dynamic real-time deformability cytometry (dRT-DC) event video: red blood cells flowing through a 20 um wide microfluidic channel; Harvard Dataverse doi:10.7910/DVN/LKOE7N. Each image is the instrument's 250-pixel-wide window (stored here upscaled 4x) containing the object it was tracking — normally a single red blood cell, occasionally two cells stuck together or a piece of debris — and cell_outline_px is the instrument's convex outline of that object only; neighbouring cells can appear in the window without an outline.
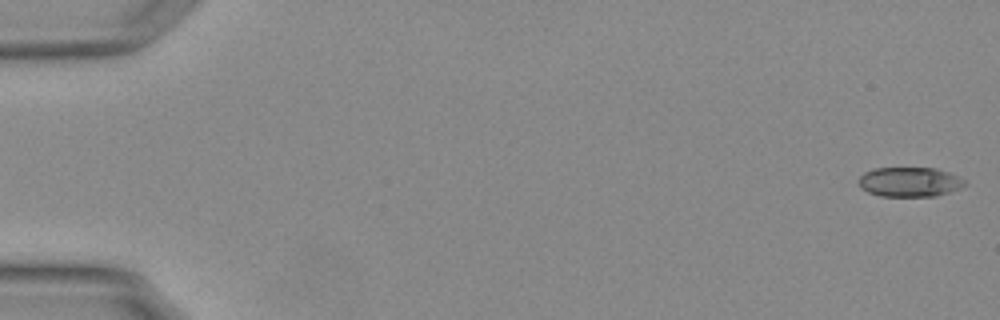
{"species": "Egyptian fruit bat (a non-hibernating species)", "species_latin": "Rousettus aegyptiacus", "temperature_condition": "warm", "stored_images_in_passage": 55, "camera_frame_rate_fps": 3000, "um_per_image_px": 0.085, "animal": {"sex": "female"}, "frame": {"image": 1, "passage_image": 1, "time_ms": 0.0, "image_size_px": [1000, 320], "cell_outline_px": [[968, 184], [960, 188], [936, 196], [880, 196], [868, 192], [860, 188], [856, 180], [864, 172], [872, 168], [936, 168], [960, 176]], "centroid_in_image_um": [77.29, 15.46], "position_along_channel_um": 7.7, "area_um2": 18.55}}
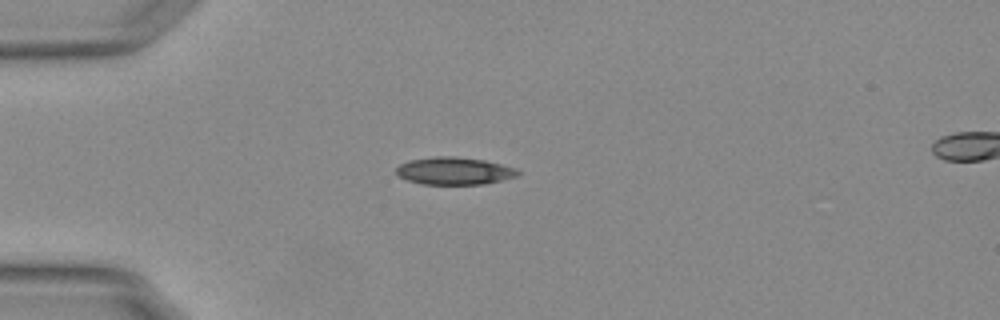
{"frame": {"image": 2, "passage_image": 15, "time_ms": 4.667, "image_size_px": [1000, 320], "cell_outline_px": [[524, 172], [520, 176], [484, 184], [424, 184], [408, 180], [400, 176], [396, 172], [396, 168], [400, 164], [408, 160], [436, 156], [452, 156], [484, 160], [516, 168]], "centroid_in_image_um": [38.67, 14.52], "position_along_channel_um": 46.3, "area_um2": 19.54}}
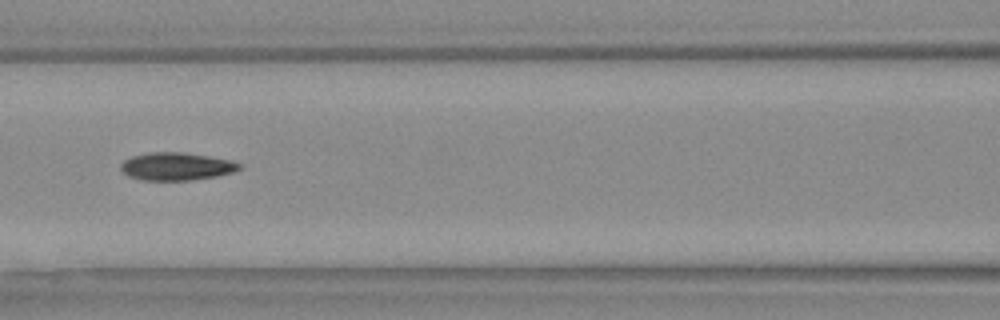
{"frame": {"image": 3, "passage_image": 25, "time_ms": 8.0, "image_size_px": [1000, 320], "cell_outline_px": [[240, 168], [232, 172], [216, 176], [188, 180], [144, 180], [128, 176], [120, 168], [120, 164], [124, 160], [132, 156], [148, 152], [184, 152], [228, 160], [240, 164]], "centroid_in_image_um": [14.93, 14.14], "position_along_channel_um": 151.7, "area_um2": 18.9}, "authors_computed_cell_mechanics": {"area_um2": 18.9584, "velocity_mm_per_s": 3.7796, "shape_relaxation_time_tau1_ms": 5.9604, "shape_relaxation_time_tau2_ms": 4.2469, "deformation_change_tau1": 0.1917, "deformation_change_tau2": 0.1184}}